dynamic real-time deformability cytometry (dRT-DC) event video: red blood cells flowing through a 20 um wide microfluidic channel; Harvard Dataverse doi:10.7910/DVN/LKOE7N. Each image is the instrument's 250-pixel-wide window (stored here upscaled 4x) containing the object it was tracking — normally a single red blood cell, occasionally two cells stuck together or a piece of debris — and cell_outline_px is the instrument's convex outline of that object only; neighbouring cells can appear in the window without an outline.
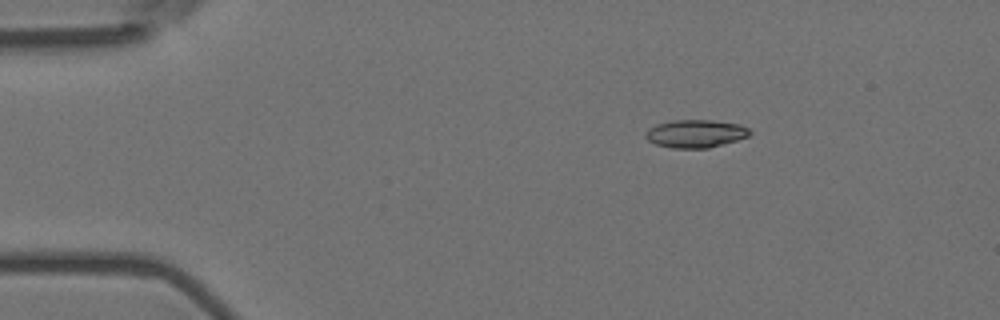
{"species": "Egyptian fruit bat (a non-hibernating species)", "species_latin": "Rousettus aegyptiacus", "temperature_condition": "room temperature", "stored_images_in_passage": 3, "camera_frame_rate_fps": 3000, "um_per_image_px": 0.085, "animal": {"sex": "female"}, "frame": {"image": 1, "passage_image": 1, "time_ms": 0.0, "image_size_px": [1000, 320], "cell_outline_px": [[752, 132], [748, 136], [724, 144], [708, 148], [672, 148], [656, 144], [648, 140], [644, 136], [644, 132], [648, 128], [656, 124], [672, 120], [712, 120], [740, 124], [748, 128]], "centroid_in_image_um": [59.1, 11.35], "position_along_channel_um": 25.9, "area_um2": 17.05}}